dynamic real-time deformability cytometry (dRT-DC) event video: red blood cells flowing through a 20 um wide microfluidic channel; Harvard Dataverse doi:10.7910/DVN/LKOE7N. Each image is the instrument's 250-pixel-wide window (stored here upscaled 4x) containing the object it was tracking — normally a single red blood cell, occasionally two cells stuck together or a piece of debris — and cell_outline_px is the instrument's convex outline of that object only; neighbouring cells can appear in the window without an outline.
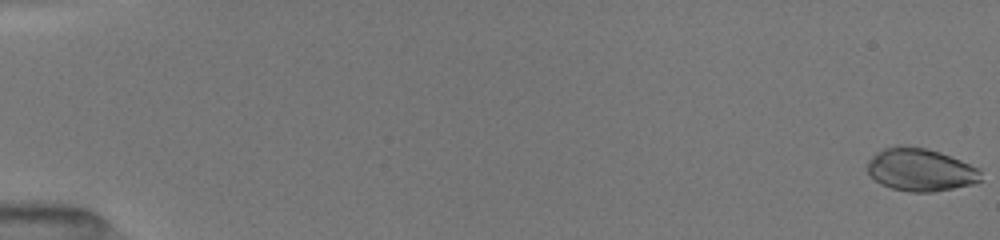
{"species": "common noctule bat (a hibernating species)", "species_latin": "Nyctalus noctula", "temperature_condition": "room temperature", "stored_images_in_passage": 52, "camera_frame_rate_fps": 3000, "um_per_image_px": 0.085, "animal": {"sex": "female", "body_mass_g": 19.5, "forearm_length_mm": 54.1}, "frame": {"image": 1, "passage_image": 1, "time_ms": 0.0, "image_size_px": [1000, 240], "cell_outline_px": [[980, 180], [976, 184], [932, 192], [908, 192], [892, 188], [880, 184], [868, 172], [868, 160], [876, 152], [884, 148], [924, 148], [940, 152], [960, 160], [976, 168], [980, 172]], "centroid_in_image_um": [78.24, 14.47], "position_along_channel_um": 6.8, "area_um2": 27.63}}
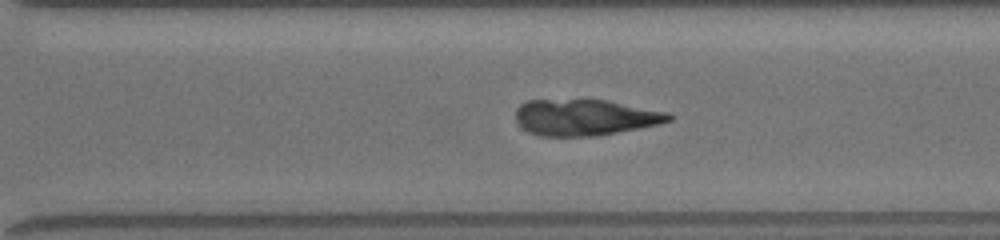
{"frame": {"image": 2, "passage_image": 38, "time_ms": 12.333, "image_size_px": [1000, 240], "cell_outline_px": [[672, 120], [660, 124], [596, 136], [540, 136], [528, 132], [516, 120], [516, 108], [524, 100], [584, 96], [608, 100], [668, 112], [672, 116]], "centroid_in_image_um": [49.68, 9.92], "position_along_channel_um": 320.9, "area_um2": 33.52}}
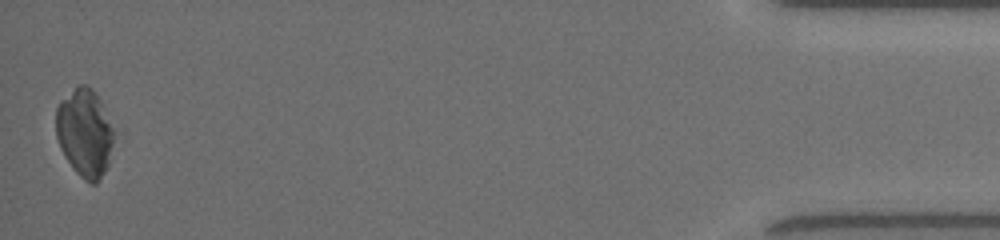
{"frame": {"image": 3, "passage_image": 52, "time_ms": 17.0, "image_size_px": [1000, 240], "cell_outline_px": [[116, 132], [108, 164], [100, 180], [96, 184], [92, 184], [84, 180], [72, 168], [64, 156], [60, 148], [56, 136], [56, 108], [60, 100], [80, 84], [84, 84], [92, 88], [100, 100]], "centroid_in_image_um": [7.21, 11.31], "position_along_channel_um": 428.0, "area_um2": 30.0}}